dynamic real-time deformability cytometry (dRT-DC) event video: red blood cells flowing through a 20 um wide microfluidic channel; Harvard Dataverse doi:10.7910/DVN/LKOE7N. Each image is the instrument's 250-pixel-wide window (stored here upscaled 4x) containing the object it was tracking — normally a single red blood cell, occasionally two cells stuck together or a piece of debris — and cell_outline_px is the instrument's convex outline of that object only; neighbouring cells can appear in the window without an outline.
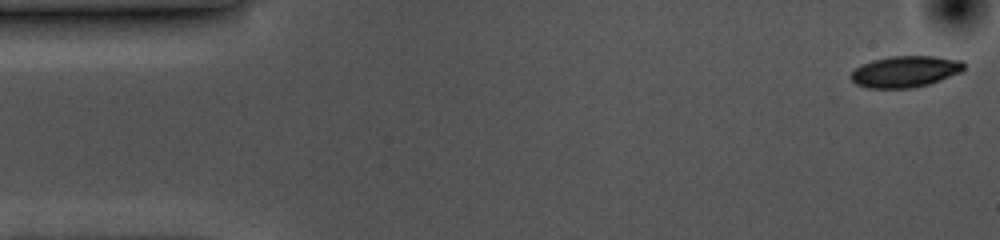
{"species": "common noctule bat (a hibernating species)", "species_latin": "Nyctalus noctula", "temperature_condition": "cold", "stored_images_in_passage": 54, "camera_frame_rate_fps": 3000, "um_per_image_px": 0.085, "animal": {"sex": "female", "body_mass_g": 10.0, "forearm_length_mm": 53.1}, "frame": {"image": 1, "passage_image": 1, "time_ms": 0.0, "image_size_px": [1000, 240], "cell_outline_px": [[964, 68], [960, 72], [928, 84], [912, 88], [868, 88], [856, 84], [852, 80], [852, 72], [856, 68], [872, 60], [892, 56], [936, 56], [960, 60], [964, 64]], "centroid_in_image_um": [76.94, 6.08], "position_along_channel_um": 8.1, "area_um2": 20.35}}
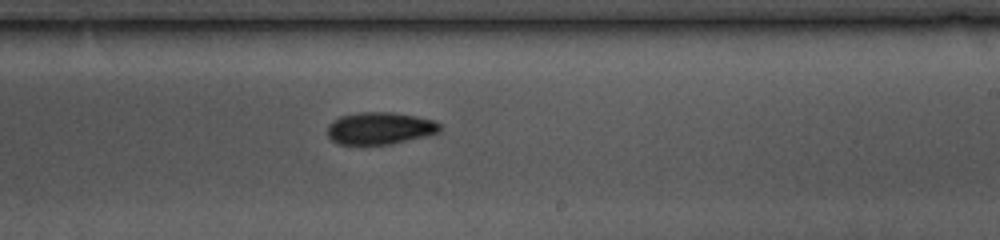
{"frame": {"image": 2, "passage_image": 31, "time_ms": 10.0, "image_size_px": [1000, 240], "cell_outline_px": [[440, 132], [428, 136], [392, 144], [340, 144], [332, 140], [328, 136], [328, 124], [332, 120], [340, 116], [356, 112], [392, 112], [416, 116], [436, 120], [440, 124]], "centroid_in_image_um": [32.31, 10.89], "position_along_channel_um": 256.7, "area_um2": 21.33}}
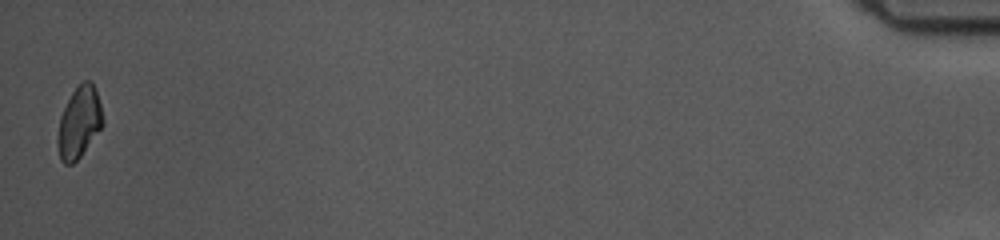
{"frame": {"image": 3, "passage_image": 54, "time_ms": 17.667, "image_size_px": [1000, 240], "cell_outline_px": [[104, 124], [80, 156], [72, 164], [64, 164], [60, 160], [56, 140], [60, 116], [72, 92], [84, 80], [92, 80], [100, 104], [104, 120]], "centroid_in_image_um": [6.71, 10.41], "position_along_channel_um": 428.5, "area_um2": 18.67}, "authors_computed_cell_mechanics": {"area_um2": 20.8369, "velocity_mm_per_s": 3.5615, "shape_relaxation_time_tau1_ms": 3.3731, "shape_relaxation_time_tau2_ms": null, "deformation_change_tau1": 0.1036, "deformation_change_tau2": null}}